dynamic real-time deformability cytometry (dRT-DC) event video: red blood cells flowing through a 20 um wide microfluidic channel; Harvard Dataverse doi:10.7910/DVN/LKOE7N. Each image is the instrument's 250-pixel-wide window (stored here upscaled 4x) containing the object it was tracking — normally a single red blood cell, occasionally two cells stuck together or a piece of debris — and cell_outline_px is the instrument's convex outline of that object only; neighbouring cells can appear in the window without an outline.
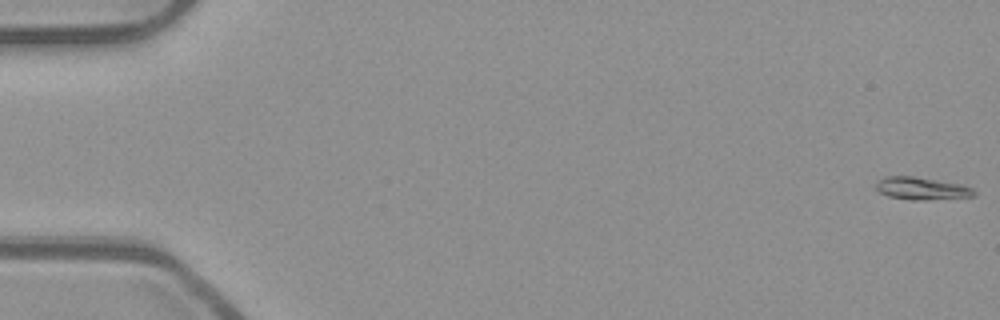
{"species": "common noctule bat (a hibernating species)", "species_latin": "Nyctalus noctula", "temperature_condition": "room temperature", "stored_images_in_passage": 54, "camera_frame_rate_fps": 3000, "um_per_image_px": 0.085, "animal": {"sex": "male", "body_mass_g": 23.1, "forearm_length_mm": 52.7}, "frame": {"image": 1, "passage_image": 1, "time_ms": 0.0, "image_size_px": [1000, 320], "cell_outline_px": [[976, 196], [924, 200], [912, 200], [888, 196], [880, 192], [876, 188], [876, 184], [884, 176], [916, 176], [964, 184], [972, 188], [976, 192]], "centroid_in_image_um": [78.39, 16.01], "position_along_channel_um": 6.6, "area_um2": 13.01}}
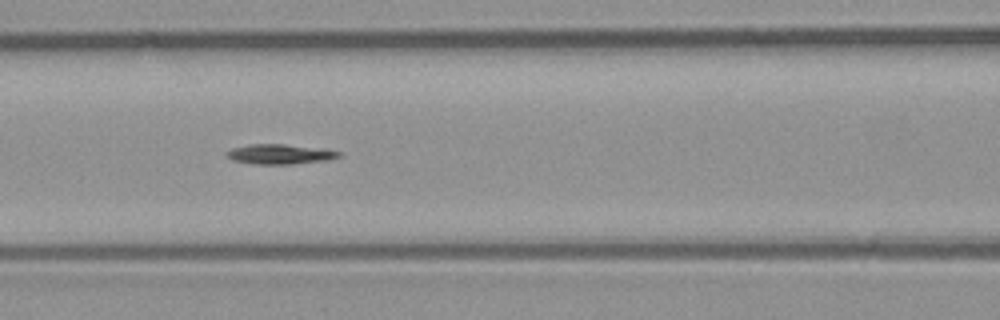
{"frame": {"image": 2, "passage_image": 24, "time_ms": 7.667, "image_size_px": [1000, 320], "cell_outline_px": [[340, 156], [328, 160], [292, 164], [256, 164], [232, 160], [228, 156], [228, 152], [232, 148], [248, 144], [284, 144], [340, 152]], "centroid_in_image_um": [23.74, 13.11], "position_along_channel_um": 142.9, "area_um2": 12.6}}
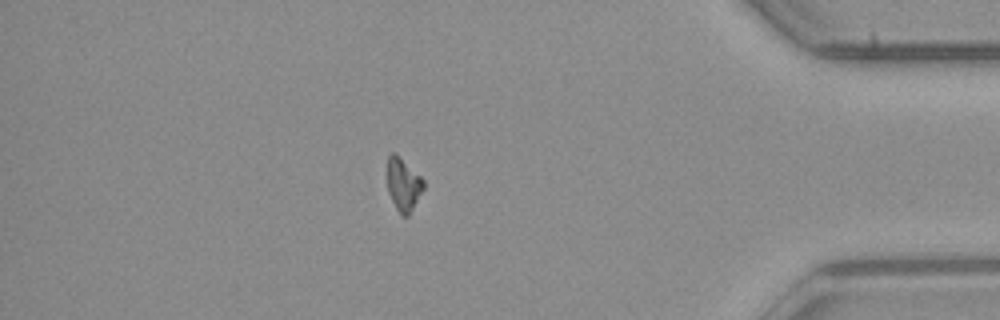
{"frame": {"image": 3, "passage_image": 47, "time_ms": 15.333, "image_size_px": [1000, 320], "cell_outline_px": [[424, 188], [408, 216], [404, 216], [396, 208], [388, 192], [388, 156], [392, 152], [396, 152], [424, 180]], "centroid_in_image_um": [34.29, 15.65], "position_along_channel_um": 400.9, "area_um2": 10.98}, "authors_computed_cell_mechanics": {"area_um2": 12.1091, "velocity_mm_per_s": 3.8787, "shape_relaxation_time_tau1_ms": 9.4263, "shape_relaxation_time_tau2_ms": null, "deformation_change_tau1": 0.2322, "deformation_change_tau2": null}}